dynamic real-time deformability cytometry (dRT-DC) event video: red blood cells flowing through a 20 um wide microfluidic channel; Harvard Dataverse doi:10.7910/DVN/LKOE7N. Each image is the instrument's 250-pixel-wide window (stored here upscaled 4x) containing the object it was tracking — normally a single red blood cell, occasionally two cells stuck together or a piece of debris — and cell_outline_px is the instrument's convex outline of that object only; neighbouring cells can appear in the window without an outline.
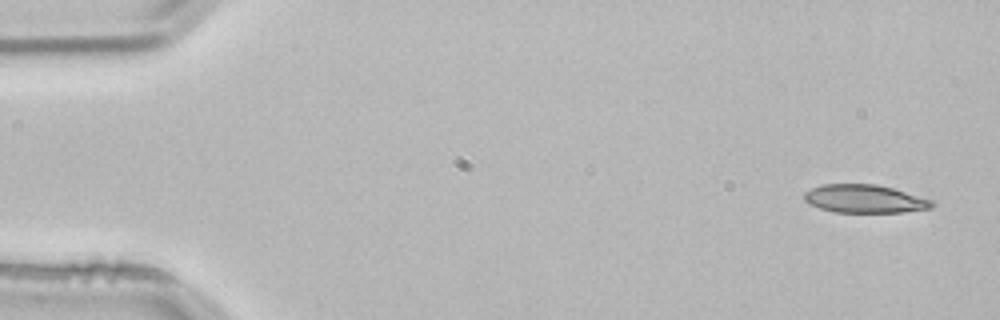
{"species": "common noctule bat (a hibernating species)", "species_latin": "Nyctalus noctula", "temperature_condition": "room temperature", "stored_images_in_passage": 3, "camera_frame_rate_fps": 3000, "um_per_image_px": 0.085, "animal": {"sex": "male", "body_mass_g": 21.5, "forearm_length_mm": 52.0}, "frame": {"image": 1, "passage_image": 1, "time_ms": 0.0, "image_size_px": [1000, 320], "cell_outline_px": [[936, 204], [932, 208], [904, 212], [836, 212], [820, 208], [808, 204], [804, 200], [804, 192], [820, 184], [876, 184], [892, 188], [932, 200]], "centroid_in_image_um": [73.48, 16.9], "position_along_channel_um": 11.5, "area_um2": 20.98}}
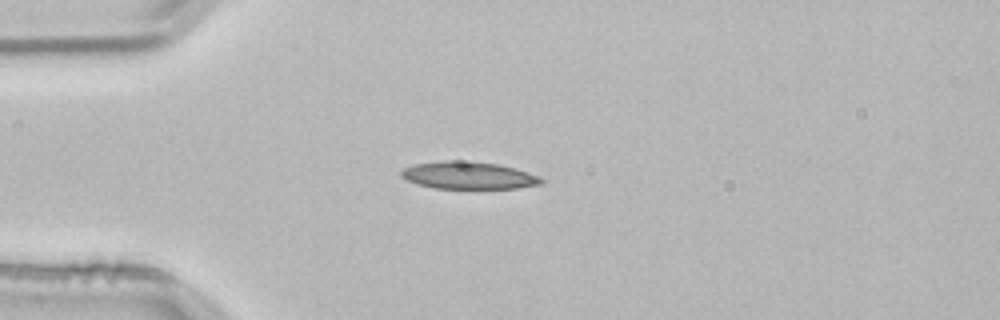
{"frame": {"image": 2, "passage_image": 3, "time_ms": 0.667, "image_size_px": [1000, 320], "cell_outline_px": [[544, 184], [516, 188], [432, 188], [416, 184], [400, 176], [400, 172], [404, 168], [416, 164], [444, 160], [456, 160], [500, 164], [540, 176], [544, 180]], "centroid_in_image_um": [39.83, 14.91], "position_along_channel_um": 45.2, "area_um2": 22.31}}